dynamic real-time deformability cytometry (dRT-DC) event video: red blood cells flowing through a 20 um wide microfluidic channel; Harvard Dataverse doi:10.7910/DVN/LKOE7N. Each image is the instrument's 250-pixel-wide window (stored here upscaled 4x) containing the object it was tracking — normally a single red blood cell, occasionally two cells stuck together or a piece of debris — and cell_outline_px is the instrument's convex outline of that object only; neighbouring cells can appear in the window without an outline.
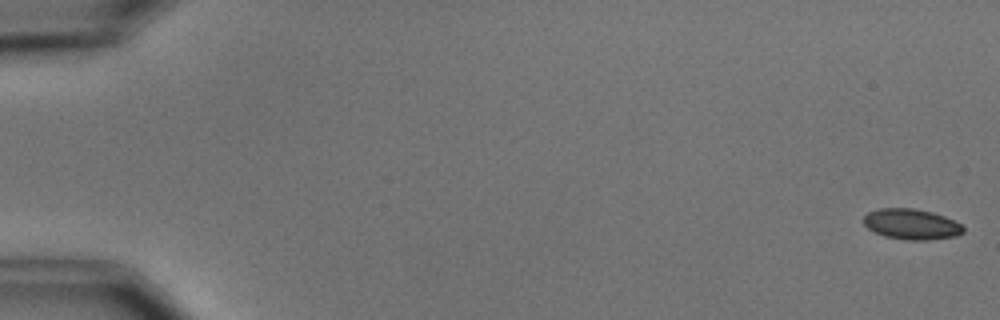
{"species": "common noctule bat (a hibernating species)", "species_latin": "Nyctalus noctula", "temperature_condition": "cold", "stored_images_in_passage": 6, "camera_frame_rate_fps": 3000, "um_per_image_px": 0.085, "animal": {"sex": "male", "body_mass_g": 15.6}, "frame": {"image": 1, "passage_image": 1, "time_ms": 0.0, "image_size_px": [1000, 320], "cell_outline_px": [[964, 232], [956, 236], [928, 240], [908, 240], [884, 236], [868, 228], [864, 224], [864, 216], [868, 212], [880, 208], [912, 208], [932, 212], [944, 216], [960, 224], [964, 228]], "centroid_in_image_um": [77.47, 19.05], "position_along_channel_um": 7.5, "area_um2": 17.63}}
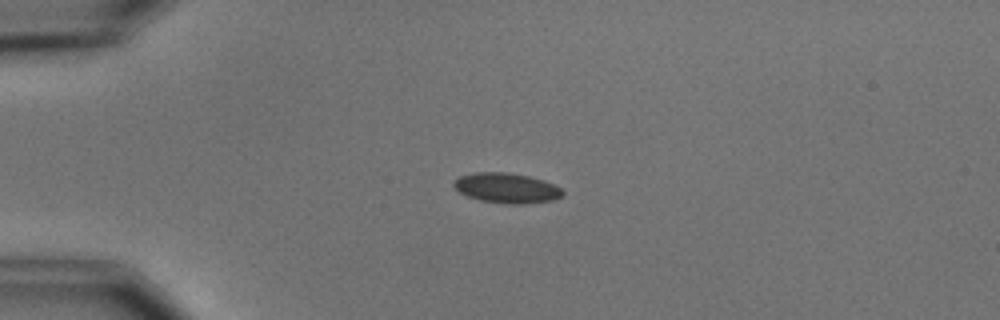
{"frame": {"image": 2, "passage_image": 4, "time_ms": 4.333, "image_size_px": [1000, 320], "cell_outline_px": [[564, 192], [560, 196], [552, 200], [520, 204], [508, 204], [480, 200], [468, 196], [460, 192], [452, 184], [452, 180], [460, 176], [472, 172], [508, 172], [528, 176], [544, 180], [560, 188]], "centroid_in_image_um": [43.02, 15.97], "position_along_channel_um": 42.0, "area_um2": 18.96}}